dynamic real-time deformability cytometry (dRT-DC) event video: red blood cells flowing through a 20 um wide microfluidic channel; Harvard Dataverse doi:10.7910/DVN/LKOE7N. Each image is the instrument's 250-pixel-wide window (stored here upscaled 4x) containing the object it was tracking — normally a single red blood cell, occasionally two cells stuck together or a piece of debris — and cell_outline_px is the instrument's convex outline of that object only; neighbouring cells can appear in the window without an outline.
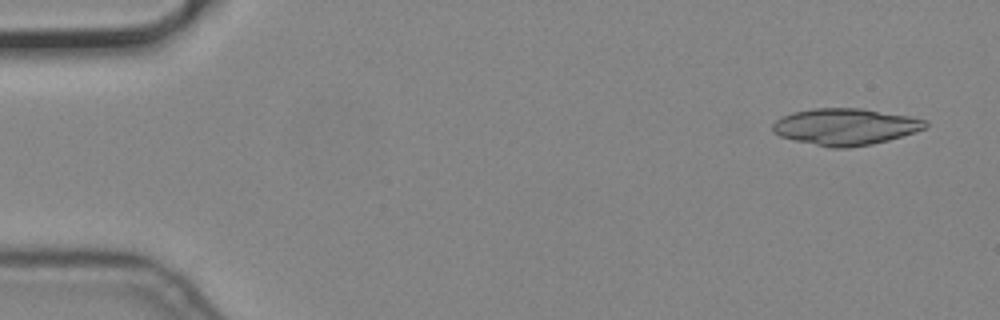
{"species": "common noctule bat (a hibernating species)", "species_latin": "Nyctalus noctula", "temperature_condition": "cold", "stored_images_in_passage": 4, "camera_frame_rate_fps": 3000, "um_per_image_px": 0.085, "animal": {"sex": "male", "body_mass_g": 19.2, "forearm_length_mm": 51.8}, "frame": {"image": 1, "passage_image": 1, "time_ms": 0.0, "image_size_px": [1000, 320], "cell_outline_px": [[928, 124], [924, 128], [916, 132], [888, 140], [872, 144], [848, 148], [832, 148], [792, 140], [780, 136], [772, 132], [772, 124], [780, 116], [792, 112], [812, 108], [864, 108], [908, 116], [928, 120]], "centroid_in_image_um": [71.83, 10.76], "position_along_channel_um": 13.2, "area_um2": 32.89}}